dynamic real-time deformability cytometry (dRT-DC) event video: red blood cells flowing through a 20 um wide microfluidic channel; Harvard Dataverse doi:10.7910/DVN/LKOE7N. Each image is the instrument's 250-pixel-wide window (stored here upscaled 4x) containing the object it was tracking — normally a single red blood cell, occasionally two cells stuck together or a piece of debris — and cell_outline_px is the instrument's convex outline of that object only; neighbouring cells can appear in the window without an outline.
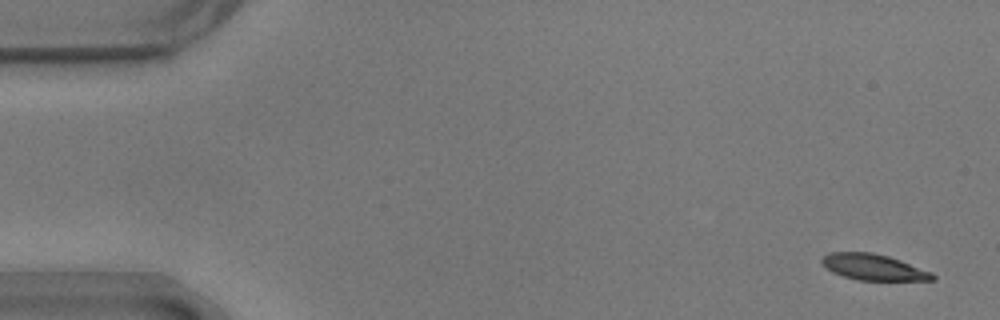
{"species": "common noctule bat (a hibernating species)", "species_latin": "Nyctalus noctula", "temperature_condition": "warm", "stored_images_in_passage": 58, "camera_frame_rate_fps": 3000, "um_per_image_px": 0.085, "animal": {"sex": "male", "body_mass_g": 17.9}, "frame": {"image": 1, "passage_image": 3, "time_ms": 0.667, "image_size_px": [1000, 320], "cell_outline_px": [[936, 280], [860, 280], [844, 276], [832, 272], [820, 260], [828, 252], [872, 252], [888, 256], [900, 260], [932, 272], [936, 276]], "centroid_in_image_um": [74.27, 22.7], "position_along_channel_um": 10.7, "area_um2": 16.65}}
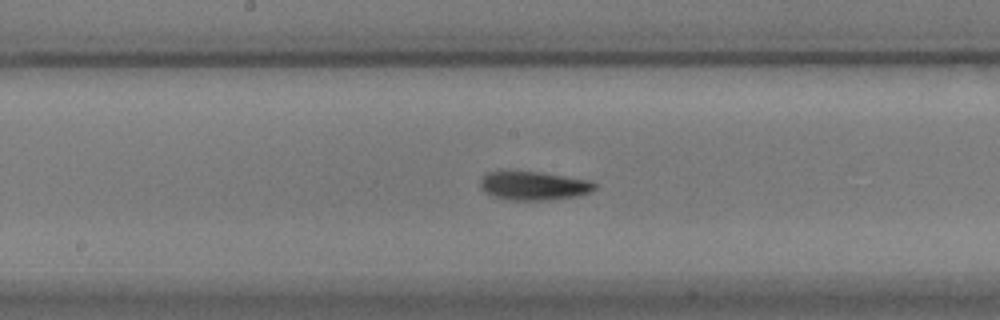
{"frame": {"image": 2, "passage_image": 30, "time_ms": 9.667, "image_size_px": [1000, 320], "cell_outline_px": [[596, 188], [592, 192], [576, 196], [548, 200], [508, 200], [492, 196], [484, 192], [480, 188], [480, 180], [488, 172], [500, 168], [540, 172], [592, 180], [596, 184]], "centroid_in_image_um": [45.32, 15.75], "position_along_channel_um": 202.9, "area_um2": 19.94}}
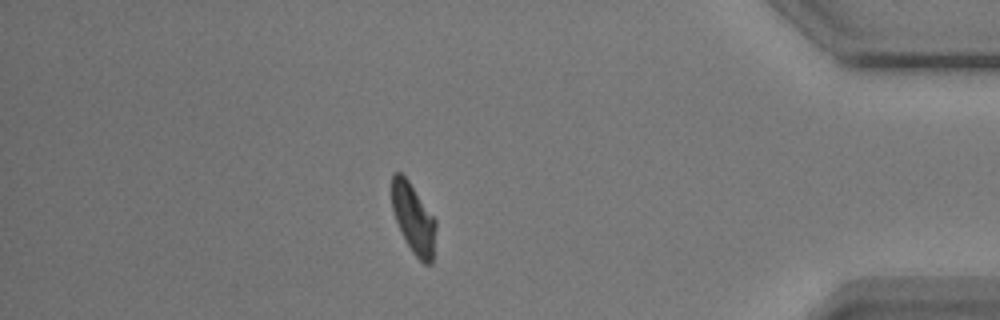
{"frame": {"image": 3, "passage_image": 50, "time_ms": 16.333, "image_size_px": [1000, 320], "cell_outline_px": [[436, 228], [432, 264], [424, 264], [412, 252], [400, 232], [392, 208], [392, 172], [400, 172], [408, 180], [436, 220]], "centroid_in_image_um": [35.14, 18.59], "position_along_channel_um": 400.1, "area_um2": 17.86}, "authors_computed_cell_mechanics": {"area_um2": 18.3515, "velocity_mm_per_s": 3.5477, "shape_relaxation_time_tau1_ms": 5.7794, "shape_relaxation_time_tau2_ms": 4.218, "deformation_change_tau1": 0.1764, "deformation_change_tau2": 0.1116}}